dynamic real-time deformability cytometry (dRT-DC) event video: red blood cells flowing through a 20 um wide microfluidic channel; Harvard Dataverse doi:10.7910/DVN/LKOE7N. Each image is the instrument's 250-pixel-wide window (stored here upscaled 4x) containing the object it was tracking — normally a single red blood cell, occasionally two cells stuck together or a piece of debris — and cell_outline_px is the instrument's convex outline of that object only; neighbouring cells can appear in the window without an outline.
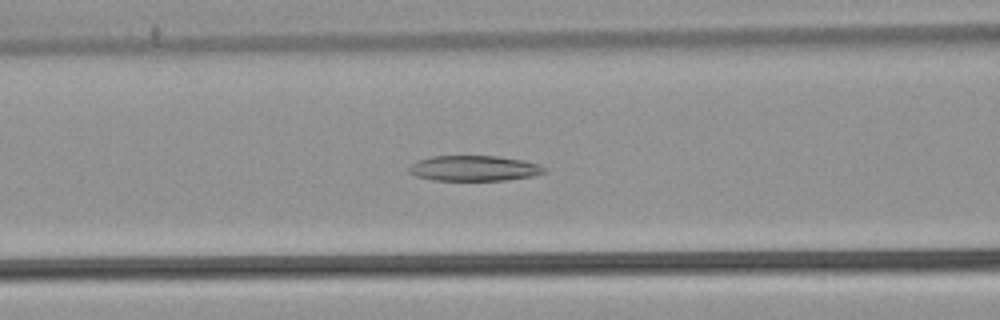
{"species": "common noctule bat (a hibernating species)", "species_latin": "Nyctalus noctula", "temperature_condition": "warm", "stored_images_in_passage": 38, "camera_frame_rate_fps": 3000, "um_per_image_px": 0.085, "animal": {"sex": "male", "body_mass_g": 21.5, "forearm_length_mm": 52.0}, "frame": {"image": 1, "passage_image": 12, "time_ms": 3.667, "image_size_px": [1000, 320], "cell_outline_px": [[548, 172], [532, 176], [508, 180], [432, 180], [416, 176], [408, 172], [408, 168], [416, 160], [432, 156], [496, 156], [524, 160], [540, 164], [548, 168]], "centroid_in_image_um": [40.33, 14.3], "position_along_channel_um": 126.3, "area_um2": 20.29}}
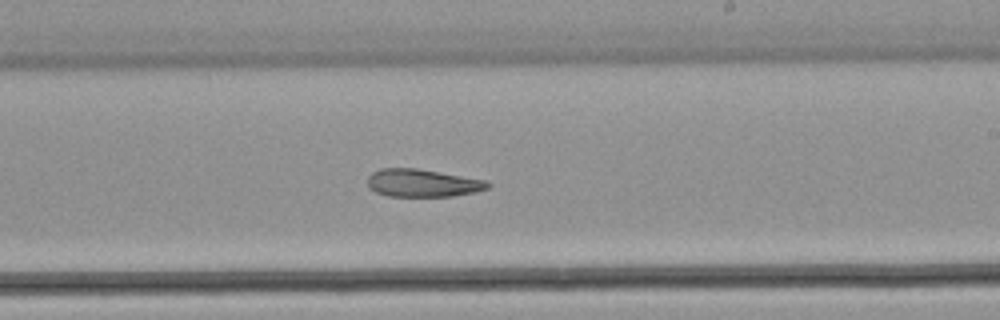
{"frame": {"image": 2, "passage_image": 22, "time_ms": 7.0, "image_size_px": [1000, 320], "cell_outline_px": [[492, 184], [488, 188], [476, 192], [452, 196], [388, 196], [376, 192], [368, 188], [368, 176], [372, 172], [380, 168], [416, 168], [488, 180]], "centroid_in_image_um": [35.93, 15.55], "position_along_channel_um": 253.1, "area_um2": 19.59}}
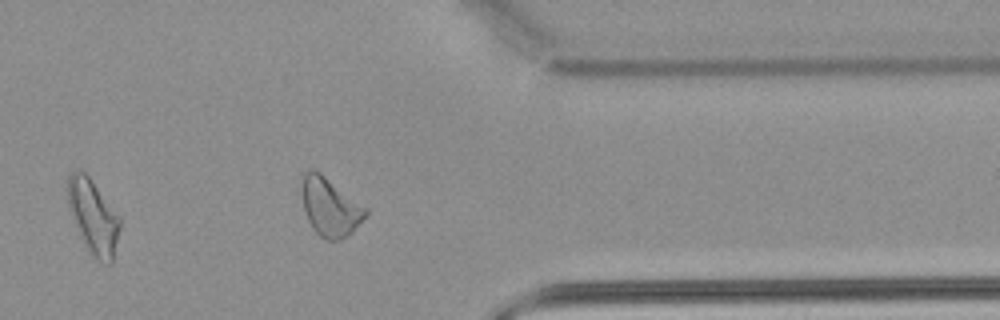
{"frame": {"image": 3, "passage_image": 33, "time_ms": 10.667, "image_size_px": [1000, 320], "cell_outline_px": [[368, 212], [352, 232], [340, 240], [328, 240], [320, 236], [312, 228], [308, 220], [304, 208], [300, 188], [300, 184], [304, 172], [312, 168], [320, 172], [368, 208]], "centroid_in_image_um": [28.03, 17.56], "position_along_channel_um": 383.4, "area_um2": 21.79}}